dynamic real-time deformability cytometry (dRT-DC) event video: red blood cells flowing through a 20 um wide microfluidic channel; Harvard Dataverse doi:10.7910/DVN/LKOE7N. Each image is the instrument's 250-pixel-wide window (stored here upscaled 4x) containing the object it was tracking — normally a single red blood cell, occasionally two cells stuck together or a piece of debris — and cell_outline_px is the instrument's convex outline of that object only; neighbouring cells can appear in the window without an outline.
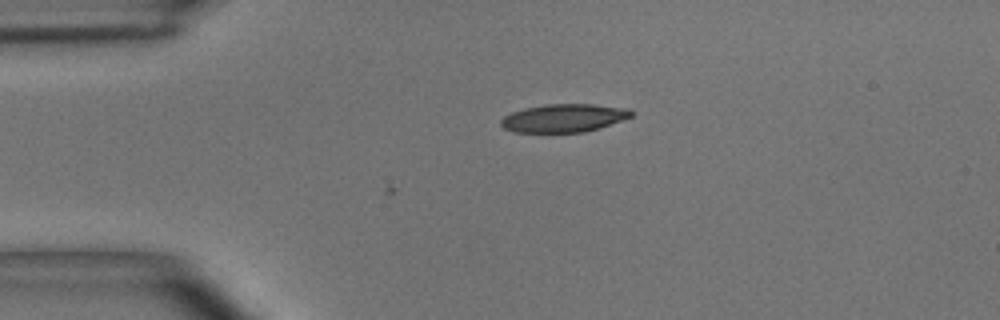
{"species": "common noctule bat (a hibernating species)", "species_latin": "Nyctalus noctula", "temperature_condition": "room temperature", "stored_images_in_passage": 4, "camera_frame_rate_fps": 3000, "um_per_image_px": 0.085, "animal": {"sex": "male", "body_mass_g": 15.6}, "frame": {"image": 1, "passage_image": 4, "time_ms": 1.0, "image_size_px": [1000, 320], "cell_outline_px": [[632, 116], [600, 128], [584, 132], [512, 132], [504, 128], [500, 124], [500, 120], [504, 116], [512, 112], [524, 108], [548, 104], [592, 104], [628, 108], [632, 112]], "centroid_in_image_um": [47.9, 10.03], "position_along_channel_um": 37.1, "area_um2": 21.33}}